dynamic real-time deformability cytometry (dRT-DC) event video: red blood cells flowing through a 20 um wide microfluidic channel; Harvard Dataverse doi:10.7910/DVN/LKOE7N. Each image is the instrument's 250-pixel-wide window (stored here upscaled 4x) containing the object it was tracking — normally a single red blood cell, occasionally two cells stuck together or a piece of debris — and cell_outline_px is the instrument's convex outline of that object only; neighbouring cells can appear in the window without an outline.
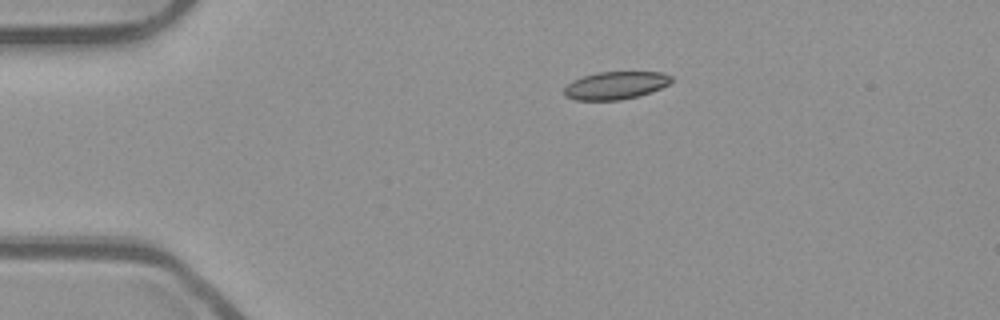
{"species": "common noctule bat (a hibernating species)", "species_latin": "Nyctalus noctula", "temperature_condition": "room temperature", "stored_images_in_passage": 43, "camera_frame_rate_fps": 3000, "um_per_image_px": 0.085, "animal": {"sex": "male", "body_mass_g": 23.1, "forearm_length_mm": 52.7}, "frame": {"image": 1, "passage_image": 1, "time_ms": 0.0, "image_size_px": [1000, 320], "cell_outline_px": [[672, 80], [668, 84], [660, 88], [636, 96], [620, 100], [576, 100], [564, 96], [564, 88], [572, 80], [596, 72], [660, 72], [672, 76]], "centroid_in_image_um": [52.28, 7.25], "position_along_channel_um": 32.7, "area_um2": 17.17}}
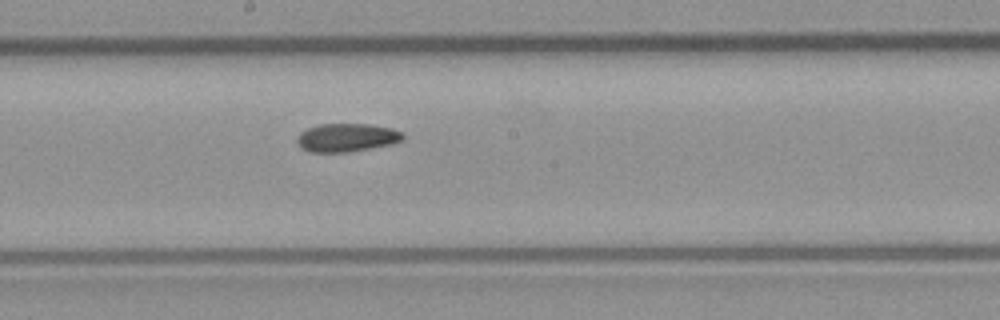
{"frame": {"image": 2, "passage_image": 19, "time_ms": 6.0, "image_size_px": [1000, 320], "cell_outline_px": [[404, 140], [392, 144], [348, 152], [312, 152], [304, 148], [296, 140], [296, 136], [300, 132], [308, 128], [320, 124], [368, 124], [392, 128], [404, 132]], "centroid_in_image_um": [29.52, 11.68], "position_along_channel_um": 218.7, "area_um2": 17.46}}
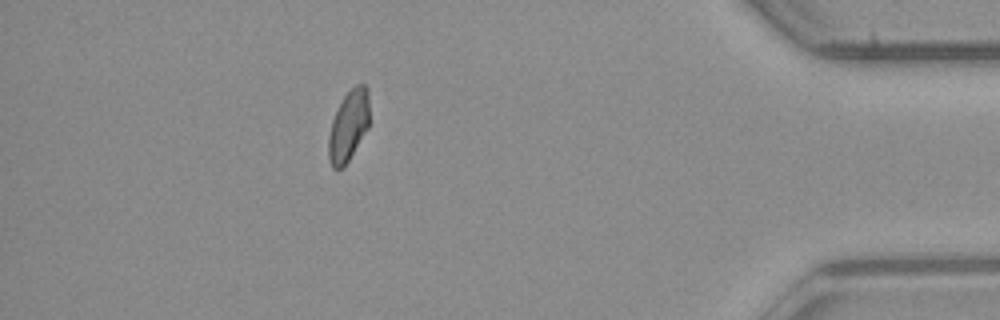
{"frame": {"image": 3, "passage_image": 37, "time_ms": 12.0, "image_size_px": [1000, 320], "cell_outline_px": [[368, 128], [344, 168], [332, 168], [328, 156], [328, 136], [332, 120], [344, 96], [356, 84], [364, 84], [368, 88]], "centroid_in_image_um": [29.61, 10.72], "position_along_channel_um": 405.6, "area_um2": 16.7}, "authors_computed_cell_mechanics": {"area_um2": 17.5134, "velocity_mm_per_s": 3.9335, "shape_relaxation_time_tau1_ms": null, "shape_relaxation_time_tau2_ms": 6.0801, "deformation_change_tau1": null, "deformation_change_tau2": 0.1056}}